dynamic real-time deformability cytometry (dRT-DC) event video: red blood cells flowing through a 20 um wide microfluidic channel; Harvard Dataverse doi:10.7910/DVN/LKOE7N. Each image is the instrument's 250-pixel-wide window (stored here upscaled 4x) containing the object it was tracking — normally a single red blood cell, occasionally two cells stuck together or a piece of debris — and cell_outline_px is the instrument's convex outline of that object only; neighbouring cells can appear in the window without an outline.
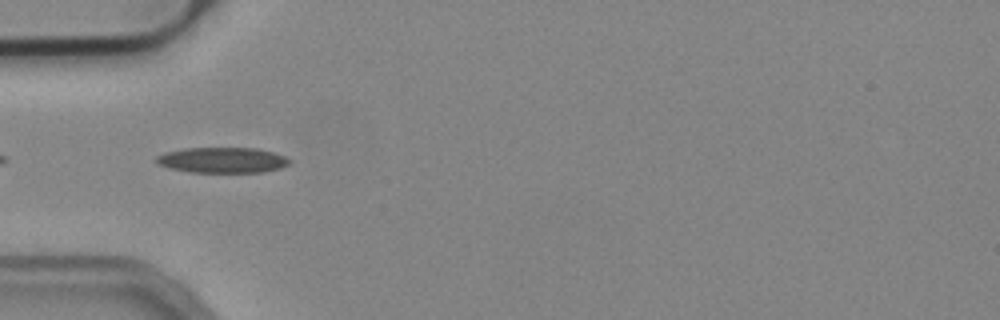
{"species": "common noctule bat (a hibernating species)", "species_latin": "Nyctalus noctula", "temperature_condition": "cold", "stored_images_in_passage": 4, "camera_frame_rate_fps": 3000, "um_per_image_px": 0.085, "animal": {"sex": "male", "body_mass_g": 19.2, "forearm_length_mm": 51.8}, "frame": {"image": 1, "passage_image": 2, "time_ms": 0.333, "image_size_px": [1000, 320], "cell_outline_px": [[292, 160], [288, 164], [280, 168], [264, 172], [188, 172], [172, 168], [160, 164], [156, 160], [156, 156], [164, 152], [184, 148], [256, 148], [272, 152], [284, 156]], "centroid_in_image_um": [18.91, 13.6], "position_along_channel_um": 66.1, "area_um2": 19.71}}